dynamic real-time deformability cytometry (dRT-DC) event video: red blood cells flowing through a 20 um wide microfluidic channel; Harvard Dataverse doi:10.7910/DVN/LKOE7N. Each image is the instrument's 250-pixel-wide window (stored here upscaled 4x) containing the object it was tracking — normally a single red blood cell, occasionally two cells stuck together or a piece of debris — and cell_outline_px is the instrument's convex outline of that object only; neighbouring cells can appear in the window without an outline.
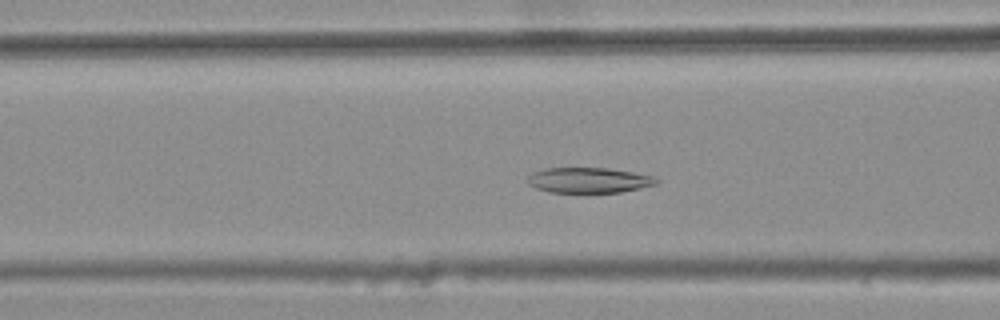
{"species": "common noctule bat (a hibernating species)", "species_latin": "Nyctalus noctula", "temperature_condition": "warm", "stored_images_in_passage": 41, "camera_frame_rate_fps": 3000, "um_per_image_px": 0.085, "animal": {"sex": "female", "body_mass_g": 25.1}, "frame": {"image": 1, "passage_image": 17, "time_ms": 5.333, "image_size_px": [1000, 320], "cell_outline_px": [[660, 180], [656, 184], [640, 188], [620, 192], [548, 192], [536, 188], [528, 184], [528, 176], [532, 172], [544, 168], [608, 168], [632, 172], [652, 176]], "centroid_in_image_um": [50.02, 15.31], "position_along_channel_um": 116.6, "area_um2": 18.96}}
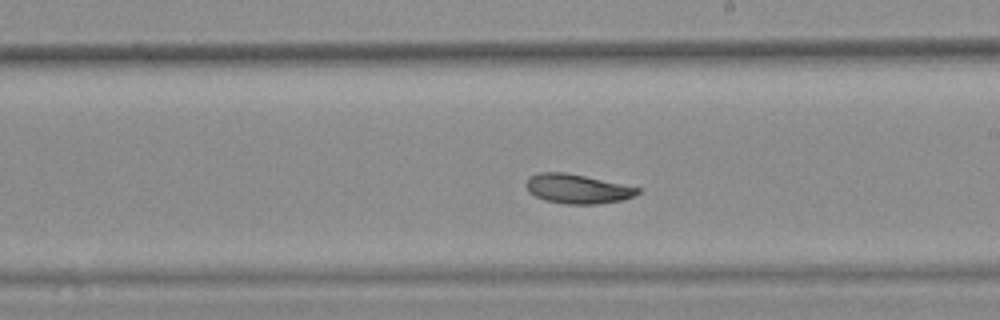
{"frame": {"image": 2, "passage_image": 27, "time_ms": 8.667, "image_size_px": [1000, 320], "cell_outline_px": [[640, 192], [624, 200], [596, 204], [564, 204], [544, 200], [528, 192], [524, 184], [532, 176], [540, 172], [564, 172], [584, 176], [640, 188]], "centroid_in_image_um": [49.05, 16.06], "position_along_channel_um": 240.0, "area_um2": 18.9}}
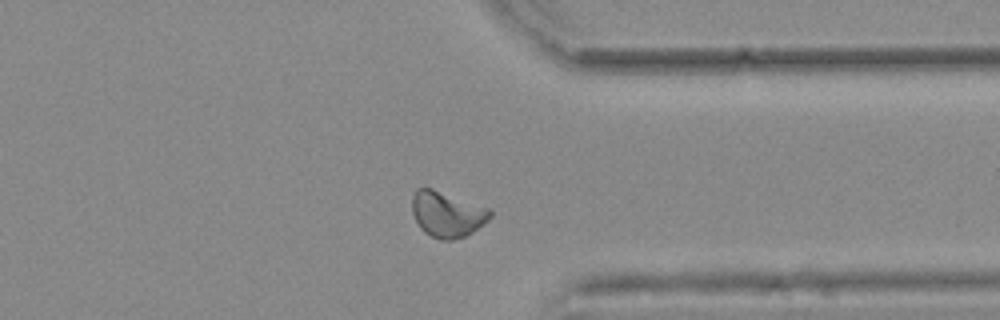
{"frame": {"image": 3, "passage_image": 38, "time_ms": 12.333, "image_size_px": [1000, 320], "cell_outline_px": [[492, 216], [484, 224], [472, 232], [464, 236], [452, 240], [440, 240], [424, 232], [420, 228], [412, 212], [412, 196], [416, 188], [432, 188], [488, 208], [492, 212]], "centroid_in_image_um": [37.99, 18.21], "position_along_channel_um": 373.4, "area_um2": 20.63}, "authors_computed_cell_mechanics": {"area_um2": 19.941, "velocity_mm_per_s": 3.707, "shape_relaxation_time_tau1_ms": null, "shape_relaxation_time_tau2_ms": 5.2727, "deformation_change_tau1": null, "deformation_change_tau2": 0.0761}}